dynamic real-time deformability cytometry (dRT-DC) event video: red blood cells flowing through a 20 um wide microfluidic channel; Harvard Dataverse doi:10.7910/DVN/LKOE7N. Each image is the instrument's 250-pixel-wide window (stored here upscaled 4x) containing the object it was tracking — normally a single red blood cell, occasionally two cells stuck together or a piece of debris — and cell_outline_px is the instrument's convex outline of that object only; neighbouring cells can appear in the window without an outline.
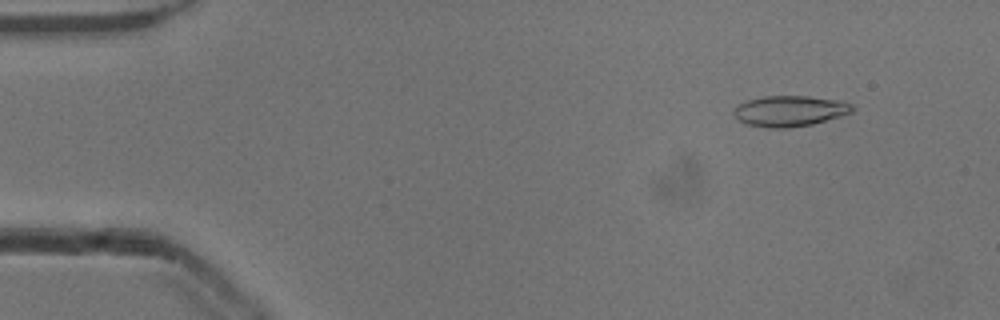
{"species": "common noctule bat (a hibernating species)", "species_latin": "Nyctalus noctula", "temperature_condition": "cold", "stored_images_in_passage": 53, "camera_frame_rate_fps": 3000, "um_per_image_px": 0.085, "animal": {"sex": "male", "body_mass_g": 13.3}, "frame": {"image": 1, "passage_image": 6, "time_ms": 1.667, "image_size_px": [1000, 320], "cell_outline_px": [[856, 108], [852, 112], [840, 116], [812, 124], [788, 128], [768, 128], [744, 124], [732, 112], [740, 104], [748, 100], [764, 96], [808, 96], [840, 100], [852, 104]], "centroid_in_image_um": [67.16, 9.43], "position_along_channel_um": 17.8, "area_um2": 21.21}}
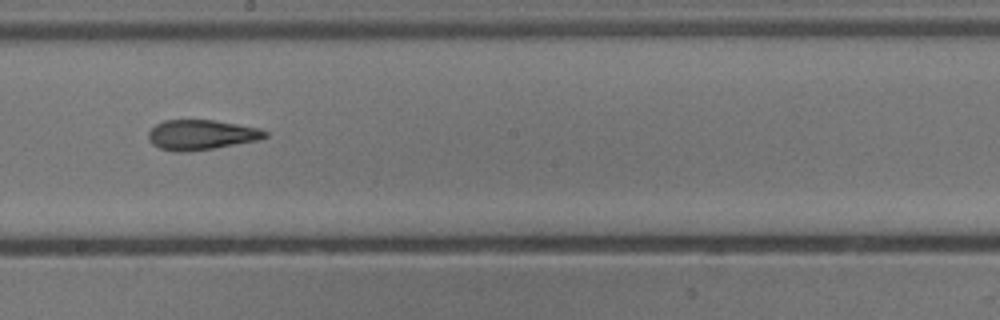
{"frame": {"image": 2, "passage_image": 30, "time_ms": 9.667, "image_size_px": [1000, 320], "cell_outline_px": [[268, 136], [260, 140], [212, 148], [180, 152], [160, 148], [152, 144], [148, 140], [148, 132], [156, 124], [164, 120], [212, 120], [260, 128], [268, 132]], "centroid_in_image_um": [17.11, 11.45], "position_along_channel_um": 231.1, "area_um2": 20.23}}
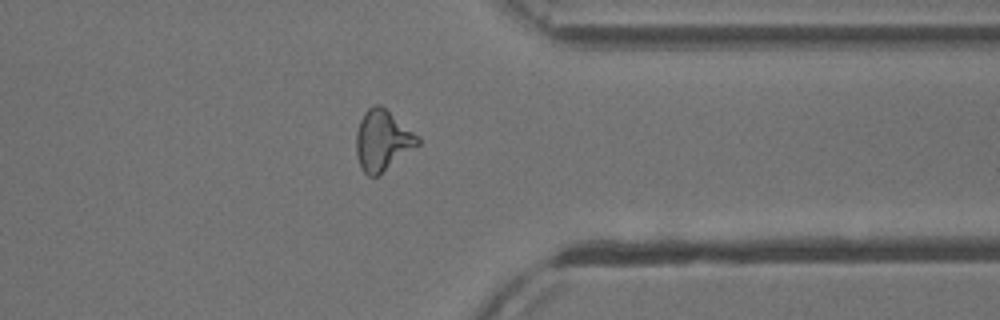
{"frame": {"image": 3, "passage_image": 42, "time_ms": 13.667, "image_size_px": [1000, 320], "cell_outline_px": [[420, 144], [380, 176], [368, 176], [364, 172], [360, 164], [356, 152], [356, 132], [360, 120], [364, 112], [368, 108], [376, 104], [380, 104], [412, 132], [420, 140]], "centroid_in_image_um": [32.49, 11.97], "position_along_channel_um": 378.9, "area_um2": 21.5}, "authors_computed_cell_mechanics": {"area_um2": 20.808, "velocity_mm_per_s": 3.8799, "shape_relaxation_time_tau1_ms": 6.5321, "shape_relaxation_time_tau2_ms": 2.4477, "deformation_change_tau1": 0.205, "deformation_change_tau2": 0.1206}}